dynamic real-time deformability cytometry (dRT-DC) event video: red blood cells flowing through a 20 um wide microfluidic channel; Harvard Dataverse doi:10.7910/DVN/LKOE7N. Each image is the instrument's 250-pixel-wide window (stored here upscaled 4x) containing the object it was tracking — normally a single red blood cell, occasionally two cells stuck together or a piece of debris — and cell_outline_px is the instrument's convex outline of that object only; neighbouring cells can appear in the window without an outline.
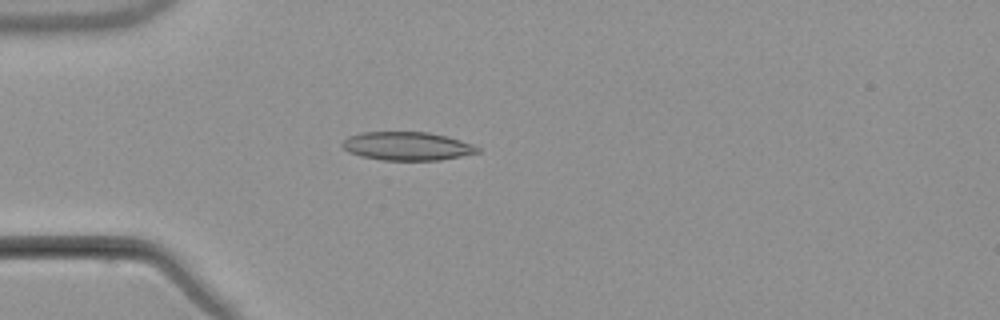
{"species": "common noctule bat (a hibernating species)", "species_latin": "Nyctalus noctula", "temperature_condition": "warm", "stored_images_in_passage": 4, "camera_frame_rate_fps": 3000, "um_per_image_px": 0.085, "animal": {"sex": "male", "body_mass_g": 21.5, "forearm_length_mm": 52.0}, "frame": {"image": 1, "passage_image": 4, "time_ms": 4.667, "image_size_px": [1000, 320], "cell_outline_px": [[480, 152], [440, 160], [384, 160], [360, 156], [348, 152], [340, 144], [348, 136], [360, 132], [428, 132], [460, 140], [472, 144], [480, 148]], "centroid_in_image_um": [34.57, 12.42], "position_along_channel_um": 50.4, "area_um2": 22.37}}